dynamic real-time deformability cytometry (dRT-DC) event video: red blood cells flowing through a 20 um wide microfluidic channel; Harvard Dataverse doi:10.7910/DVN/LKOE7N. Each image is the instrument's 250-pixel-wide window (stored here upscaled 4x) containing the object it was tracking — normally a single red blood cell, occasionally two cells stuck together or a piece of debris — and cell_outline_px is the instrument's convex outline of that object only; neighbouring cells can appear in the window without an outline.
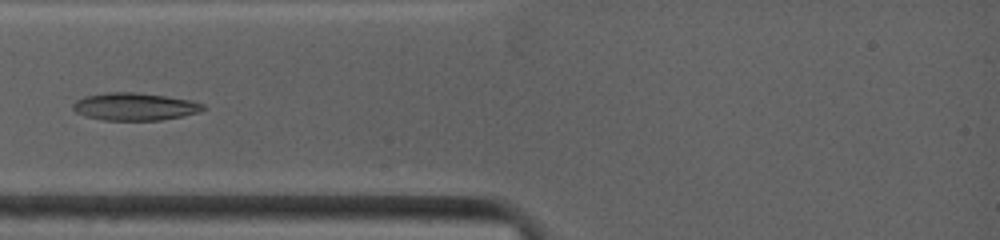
{"species": "common noctule bat (a hibernating species)", "species_latin": "Nyctalus noctula", "temperature_condition": "warm", "stored_images_in_passage": 31, "camera_frame_rate_fps": 4500, "um_per_image_px": 0.085, "animal": {"sex": "female", "body_mass_g": 19.0, "forearm_length_mm": 53.3}, "frame": {"image": 1, "passage_image": 4, "time_ms": 2.444, "image_size_px": [1000, 240], "cell_outline_px": [[208, 108], [200, 112], [184, 116], [160, 120], [104, 120], [84, 116], [76, 112], [72, 108], [72, 104], [76, 100], [84, 96], [108, 92], [136, 92], [192, 100], [204, 104]], "centroid_in_image_um": [11.47, 9.06], "position_along_channel_um": 73.5, "area_um2": 21.1}}
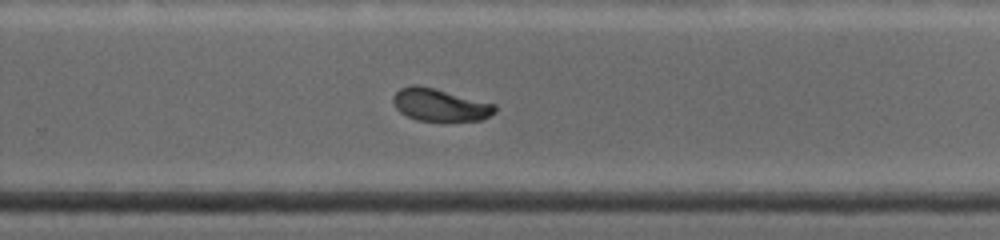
{"frame": {"image": 2, "passage_image": 15, "time_ms": 8.0, "image_size_px": [1000, 240], "cell_outline_px": [[496, 112], [480, 120], [416, 120], [400, 112], [396, 108], [392, 100], [392, 96], [400, 88], [412, 84], [416, 84], [496, 104]], "centroid_in_image_um": [37.36, 8.9], "position_along_channel_um": 292.4, "area_um2": 18.96}}
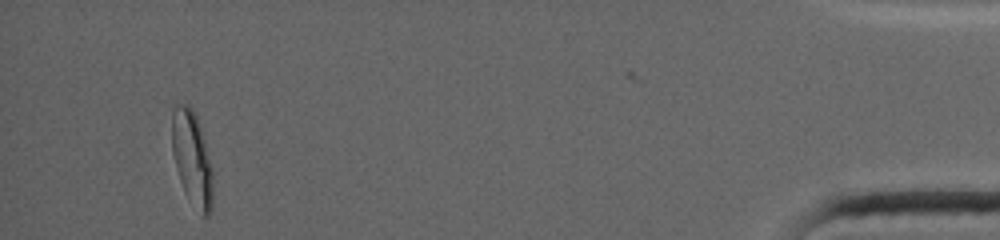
{"frame": {"image": 3, "passage_image": 30, "time_ms": 14.0, "image_size_px": [1000, 240], "cell_outline_px": [[212, 208], [208, 216], [204, 216], [188, 200], [184, 192], [176, 168], [172, 152], [172, 112], [176, 104], [188, 104], [196, 112], [212, 168]], "centroid_in_image_um": [16.31, 13.45], "position_along_channel_um": 418.9, "area_um2": 22.54}, "authors_computed_cell_mechanics": {"area_um2": 20.0566, "velocity_mm_per_s": 3.9436, "shape_relaxation_time_tau1_ms": 7.5344, "shape_relaxation_time_tau2_ms": 1.58, "deformation_change_tau1": 0.1977, "deformation_change_tau2": 0.0387}}